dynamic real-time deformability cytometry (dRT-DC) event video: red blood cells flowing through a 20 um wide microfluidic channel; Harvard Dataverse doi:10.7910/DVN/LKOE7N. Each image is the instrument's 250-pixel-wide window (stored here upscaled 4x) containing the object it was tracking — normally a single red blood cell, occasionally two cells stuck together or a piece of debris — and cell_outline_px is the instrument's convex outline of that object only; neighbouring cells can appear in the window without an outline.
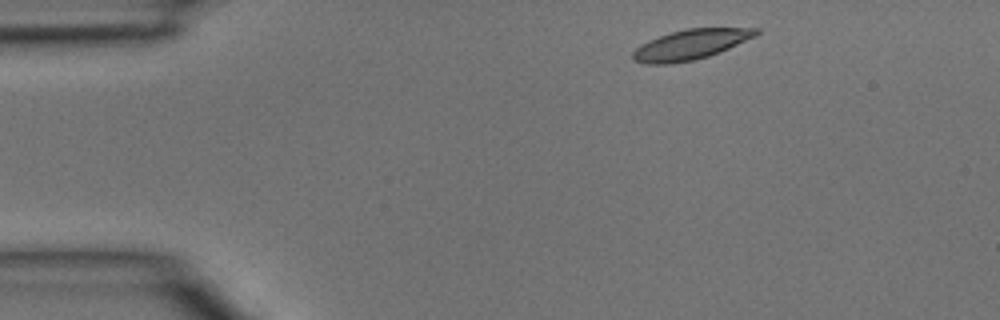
{"species": "common noctule bat (a hibernating species)", "species_latin": "Nyctalus noctula", "temperature_condition": "room temperature", "stored_images_in_passage": 3, "camera_frame_rate_fps": 3000, "um_per_image_px": 0.085, "animal": {"sex": "male", "body_mass_g": 15.6}, "frame": {"image": 1, "passage_image": 1, "time_ms": 0.0, "image_size_px": [1000, 320], "cell_outline_px": [[760, 32], [756, 36], [728, 48], [708, 56], [696, 60], [668, 64], [648, 64], [632, 60], [632, 52], [640, 44], [648, 40], [672, 32], [688, 28], [760, 28]], "centroid_in_image_um": [58.68, 3.79], "position_along_channel_um": 26.3, "area_um2": 21.5}}
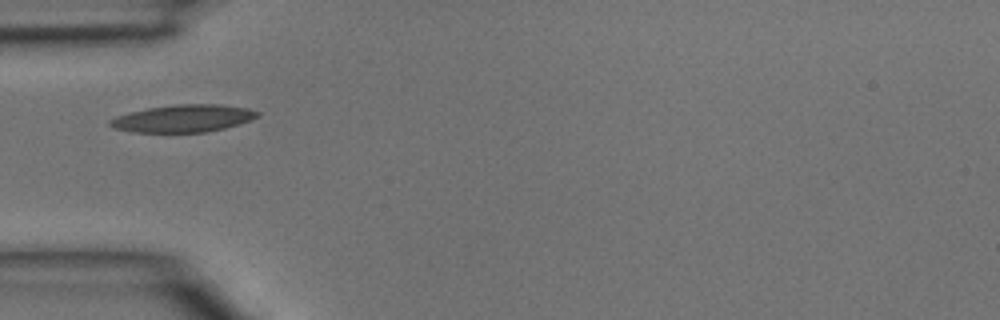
{"frame": {"image": 2, "passage_image": 3, "time_ms": 0.667, "image_size_px": [1000, 320], "cell_outline_px": [[260, 116], [252, 120], [224, 128], [204, 132], [132, 132], [112, 128], [108, 124], [108, 120], [116, 116], [148, 108], [176, 104], [220, 104], [248, 108], [260, 112]], "centroid_in_image_um": [15.58, 10.06], "position_along_channel_um": 69.4, "area_um2": 23.58}}